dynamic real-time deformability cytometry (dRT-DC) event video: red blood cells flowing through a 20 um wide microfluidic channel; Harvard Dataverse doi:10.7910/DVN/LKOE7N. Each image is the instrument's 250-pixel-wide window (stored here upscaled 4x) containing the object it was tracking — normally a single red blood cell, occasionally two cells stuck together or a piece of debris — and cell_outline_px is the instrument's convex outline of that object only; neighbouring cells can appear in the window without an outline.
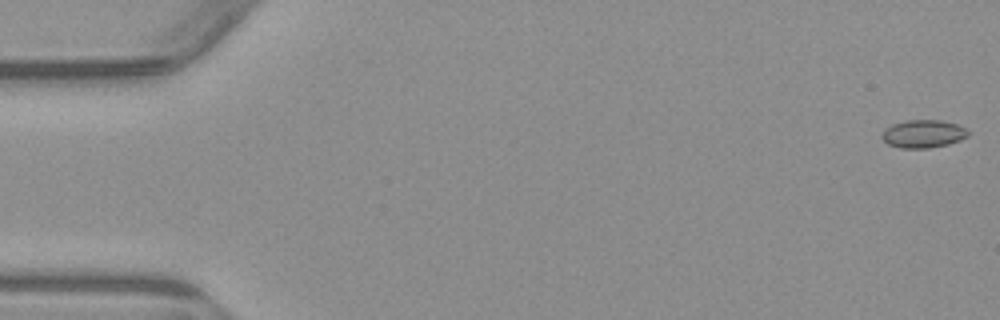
{"species": "common noctule bat (a hibernating species)", "species_latin": "Nyctalus noctula", "temperature_condition": "warm", "stored_images_in_passage": 5, "camera_frame_rate_fps": 3000, "um_per_image_px": 0.085, "animal": {"sex": "male", "body_mass_g": 23.1, "forearm_length_mm": 52.7}, "frame": {"image": 1, "passage_image": 1, "time_ms": 0.0, "image_size_px": [1000, 320], "cell_outline_px": [[968, 136], [960, 140], [948, 144], [928, 148], [900, 148], [888, 144], [880, 136], [884, 128], [892, 124], [904, 120], [940, 120], [956, 124], [968, 128]], "centroid_in_image_um": [78.46, 11.37], "position_along_channel_um": 6.5, "area_um2": 14.16}}
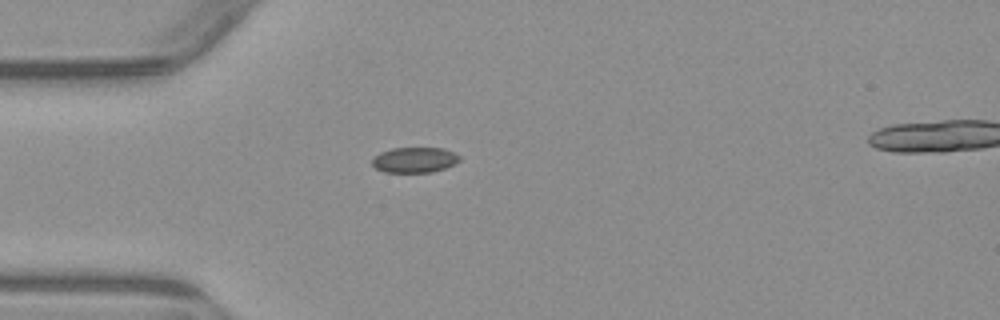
{"frame": {"image": 2, "passage_image": 4, "time_ms": 4.667, "image_size_px": [1000, 320], "cell_outline_px": [[460, 160], [456, 164], [432, 172], [384, 172], [376, 168], [372, 164], [372, 160], [380, 152], [392, 148], [444, 148], [460, 156]], "centroid_in_image_um": [35.25, 13.59], "position_along_channel_um": 49.7, "area_um2": 12.89}}